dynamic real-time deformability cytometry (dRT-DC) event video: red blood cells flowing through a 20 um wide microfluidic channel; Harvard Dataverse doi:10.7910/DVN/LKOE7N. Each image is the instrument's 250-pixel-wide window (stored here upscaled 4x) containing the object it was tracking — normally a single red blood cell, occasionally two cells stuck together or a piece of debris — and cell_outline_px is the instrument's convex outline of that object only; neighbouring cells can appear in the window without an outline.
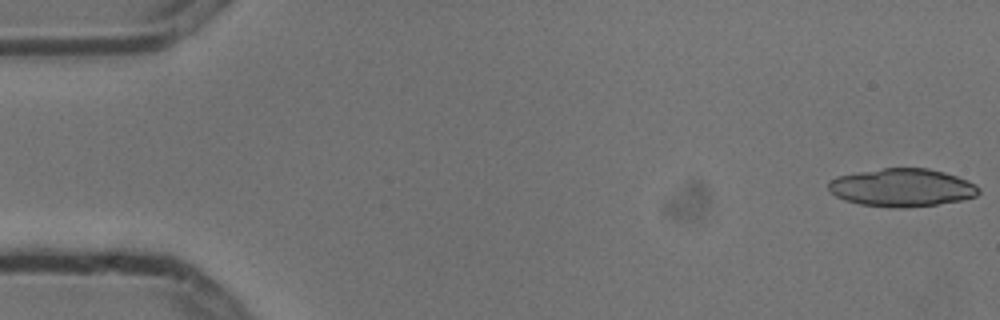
{"species": "common noctule bat (a hibernating species)", "species_latin": "Nyctalus noctula", "temperature_condition": "cold", "stored_images_in_passage": 5, "camera_frame_rate_fps": 3000, "um_per_image_px": 0.085, "animal": {"sex": "male", "body_mass_g": 13.3}, "frame": {"image": 1, "passage_image": 1, "time_ms": 0.0, "image_size_px": [1000, 320], "cell_outline_px": [[980, 192], [976, 196], [964, 200], [936, 204], [904, 208], [888, 208], [860, 204], [844, 200], [836, 196], [828, 188], [828, 180], [836, 176], [884, 168], [928, 168], [944, 172], [968, 180], [976, 184], [980, 188]], "centroid_in_image_um": [76.68, 15.95], "position_along_channel_um": 8.3, "area_um2": 33.47}}